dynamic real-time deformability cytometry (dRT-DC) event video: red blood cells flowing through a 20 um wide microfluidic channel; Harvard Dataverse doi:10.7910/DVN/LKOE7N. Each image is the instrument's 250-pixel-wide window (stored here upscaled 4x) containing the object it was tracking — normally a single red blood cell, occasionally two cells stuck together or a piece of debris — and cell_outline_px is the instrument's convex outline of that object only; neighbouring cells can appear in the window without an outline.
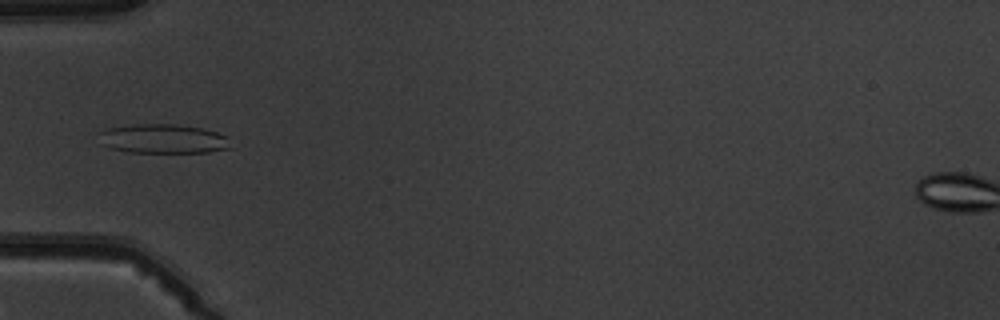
{"species": "common noctule bat (a hibernating species)", "species_latin": "Nyctalus noctula", "temperature_condition": "warm", "stored_images_in_passage": 6, "camera_frame_rate_fps": 3000, "um_per_image_px": 0.085, "animal": {"sex": "male", "body_mass_g": 19.5, "forearm_length_mm": 54.6}, "frame": {"image": 1, "passage_image": 5, "time_ms": 4.333, "image_size_px": [1000, 320], "cell_outline_px": [[232, 148], [208, 152], [128, 152], [112, 148], [100, 144], [100, 132], [108, 128], [140, 124], [172, 124], [204, 128], [228, 136]], "centroid_in_image_um": [13.91, 11.8], "position_along_channel_um": 71.1, "area_um2": 22.43}}